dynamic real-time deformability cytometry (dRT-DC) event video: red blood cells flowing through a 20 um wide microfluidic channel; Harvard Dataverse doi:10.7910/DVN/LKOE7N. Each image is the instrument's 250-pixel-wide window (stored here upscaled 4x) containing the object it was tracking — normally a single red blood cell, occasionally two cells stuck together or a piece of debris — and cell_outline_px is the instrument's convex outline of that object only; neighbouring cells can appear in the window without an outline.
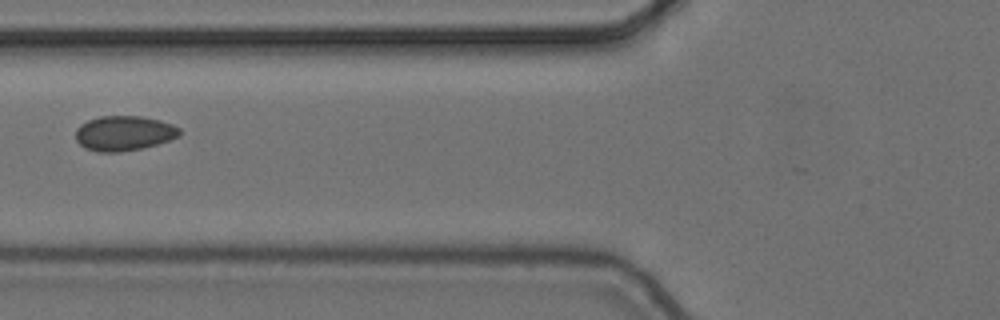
{"species": "common noctule bat (a hibernating species)", "species_latin": "Nyctalus noctula", "temperature_condition": "cold", "stored_images_in_passage": 7, "camera_frame_rate_fps": 3000, "um_per_image_px": 0.085, "animal": {"sex": "female", "body_mass_g": 24.6, "forearm_length_mm": 56.2}, "frame": {"image": 1, "passage_image": 7, "time_ms": 2.0, "image_size_px": [1000, 320], "cell_outline_px": [[180, 136], [156, 144], [140, 148], [120, 152], [96, 152], [84, 148], [76, 140], [76, 128], [80, 124], [88, 120], [100, 116], [140, 116], [160, 120], [172, 124], [180, 128]], "centroid_in_image_um": [10.51, 11.32], "position_along_channel_um": 115.3, "area_um2": 21.15}}